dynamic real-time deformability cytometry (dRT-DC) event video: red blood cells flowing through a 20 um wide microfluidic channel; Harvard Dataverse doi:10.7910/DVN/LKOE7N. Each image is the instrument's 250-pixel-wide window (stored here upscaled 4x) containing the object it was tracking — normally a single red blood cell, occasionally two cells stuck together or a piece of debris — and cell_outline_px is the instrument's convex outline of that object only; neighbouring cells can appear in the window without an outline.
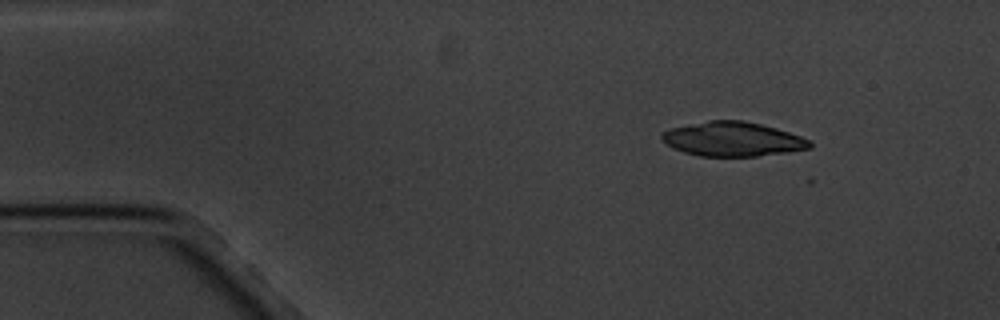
{"species": "common noctule bat (a hibernating species)", "species_latin": "Nyctalus noctula", "temperature_condition": "cold", "stored_images_in_passage": 4, "segment_of_instrument_passage": [1, 2], "camera_frame_rate_fps": 3000, "um_per_image_px": 0.085, "animal": {"sex": "male", "body_mass_g": 20.1, "forearm_length_mm": 53.5}, "frame": {"image": 1, "passage_image": 1, "time_ms": 0.0, "image_size_px": [1000, 320], "cell_outline_px": [[812, 148], [788, 152], [756, 156], [700, 156], [684, 152], [672, 148], [660, 136], [664, 132], [672, 128], [708, 120], [744, 120], [776, 128], [800, 136], [808, 140], [812, 144]], "centroid_in_image_um": [62.29, 11.82], "position_along_channel_um": 22.7, "area_um2": 29.36}}